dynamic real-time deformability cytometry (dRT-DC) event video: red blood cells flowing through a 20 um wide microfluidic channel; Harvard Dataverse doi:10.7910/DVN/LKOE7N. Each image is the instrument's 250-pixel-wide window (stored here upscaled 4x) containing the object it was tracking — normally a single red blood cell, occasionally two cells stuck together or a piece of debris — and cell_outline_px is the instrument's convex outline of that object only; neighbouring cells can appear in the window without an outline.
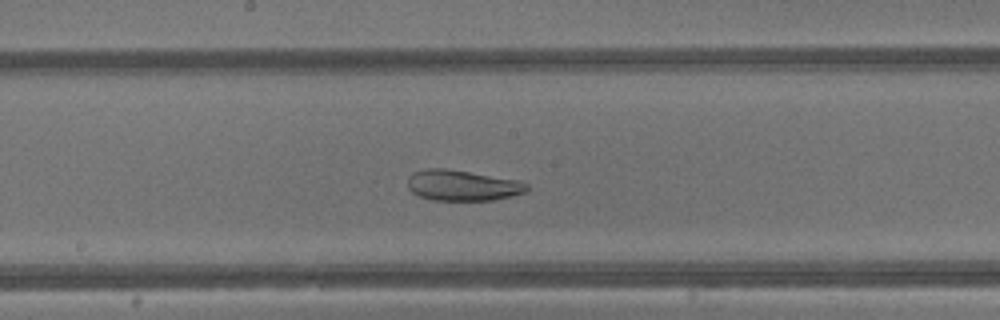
{"species": "common noctule bat (a hibernating species)", "species_latin": "Nyctalus noctula", "temperature_condition": "warm", "stored_images_in_passage": 43, "camera_frame_rate_fps": 3000, "um_per_image_px": 0.085, "animal": {"sex": "male", "body_mass_g": 13.3}, "frame": {"image": 1, "passage_image": 23, "time_ms": 7.333, "image_size_px": [1000, 320], "cell_outline_px": [[528, 188], [524, 192], [512, 196], [492, 200], [432, 200], [420, 196], [412, 192], [408, 188], [408, 176], [412, 172], [424, 168], [448, 168], [520, 180], [528, 184]], "centroid_in_image_um": [39.29, 15.74], "position_along_channel_um": 208.9, "area_um2": 21.56}}
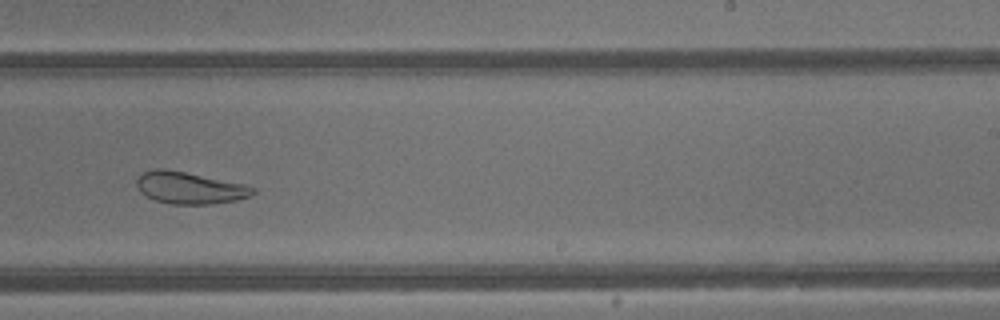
{"frame": {"image": 2, "passage_image": 27, "time_ms": 8.667, "image_size_px": [1000, 320], "cell_outline_px": [[256, 192], [252, 196], [236, 200], [212, 204], [172, 204], [156, 200], [140, 192], [136, 184], [136, 180], [144, 172], [152, 168], [164, 168], [248, 184], [256, 188]], "centroid_in_image_um": [16.18, 15.96], "position_along_channel_um": 272.8, "area_um2": 21.79}}
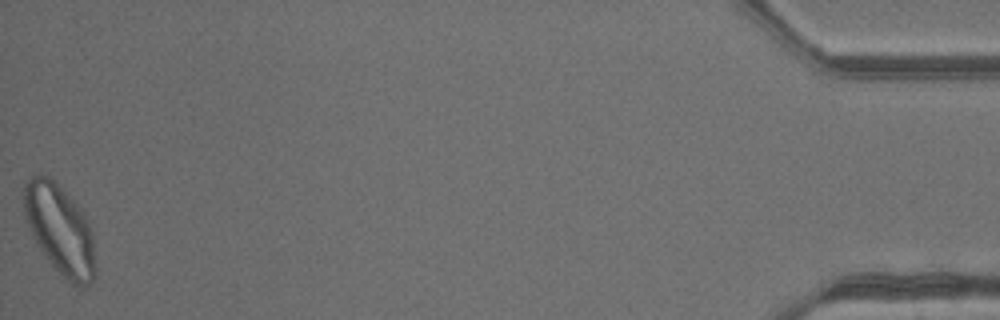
{"frame": {"image": 3, "passage_image": 43, "time_ms": 14.0, "image_size_px": [1000, 320], "cell_outline_px": [[96, 276], [88, 284], [72, 284], [44, 256], [36, 244], [24, 220], [24, 184], [32, 176], [48, 176], [80, 208], [88, 220], [92, 232], [96, 272]], "centroid_in_image_um": [5.08, 19.52], "position_along_channel_um": 430.1, "area_um2": 36.88}}